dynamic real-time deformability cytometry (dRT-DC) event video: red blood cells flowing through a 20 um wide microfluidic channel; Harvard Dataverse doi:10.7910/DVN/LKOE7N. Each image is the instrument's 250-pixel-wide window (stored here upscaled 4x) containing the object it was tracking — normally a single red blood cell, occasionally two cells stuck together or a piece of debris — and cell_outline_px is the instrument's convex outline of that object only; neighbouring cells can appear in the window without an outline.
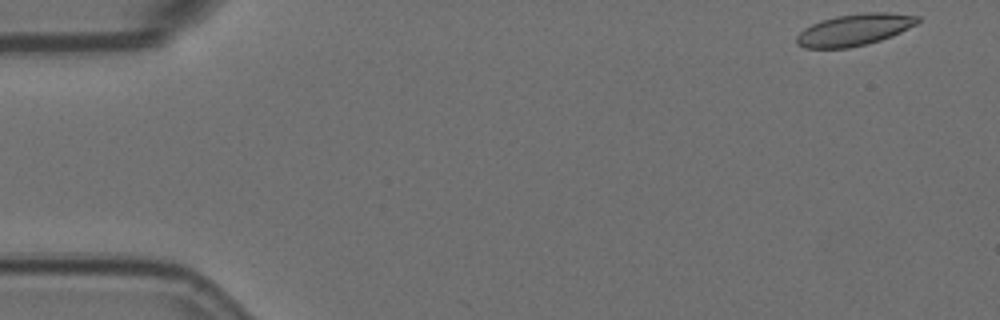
{"species": "Egyptian fruit bat (a non-hibernating species)", "species_latin": "Rousettus aegyptiacus", "temperature_condition": "room temperature", "stored_images_in_passage": 4, "camera_frame_rate_fps": 3000, "um_per_image_px": 0.085, "animal": {"sex": "female"}, "frame": {"image": 1, "passage_image": 1, "time_ms": 0.0, "image_size_px": [1000, 320], "cell_outline_px": [[920, 20], [916, 24], [892, 36], [868, 44], [848, 48], [804, 48], [796, 44], [796, 36], [804, 28], [820, 20], [836, 16], [864, 12], [888, 12], [920, 16]], "centroid_in_image_um": [72.61, 2.53], "position_along_channel_um": 12.4, "area_um2": 22.48}}